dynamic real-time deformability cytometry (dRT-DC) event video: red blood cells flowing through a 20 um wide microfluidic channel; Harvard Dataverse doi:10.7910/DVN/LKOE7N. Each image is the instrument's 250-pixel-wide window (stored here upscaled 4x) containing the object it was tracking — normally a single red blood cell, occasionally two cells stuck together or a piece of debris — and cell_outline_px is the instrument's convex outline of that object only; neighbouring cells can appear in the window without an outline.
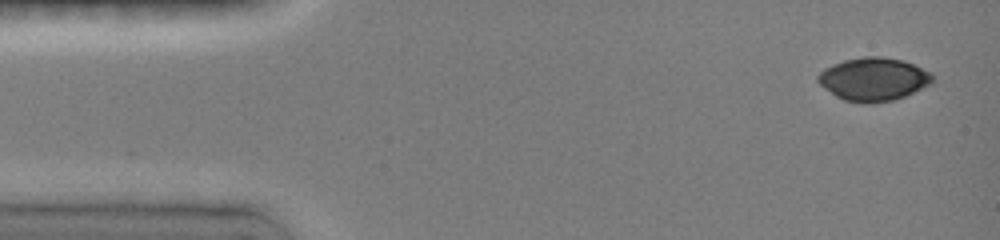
{"species": "common noctule bat (a hibernating species)", "species_latin": "Nyctalus noctula", "temperature_condition": "room temperature", "stored_images_in_passage": 8, "camera_frame_rate_fps": 3000, "um_per_image_px": 0.085, "animal": {"sex": "female", "body_mass_g": 19.0, "forearm_length_mm": 51.5}, "frame": {"image": 1, "passage_image": 1, "time_ms": 0.0, "image_size_px": [1000, 240], "cell_outline_px": [[932, 84], [904, 96], [892, 100], [868, 104], [860, 104], [844, 100], [836, 96], [824, 88], [816, 80], [816, 76], [824, 68], [832, 64], [844, 60], [864, 56], [880, 56], [904, 60], [932, 72]], "centroid_in_image_um": [74.23, 6.73], "position_along_channel_um": 10.8, "area_um2": 29.07}}
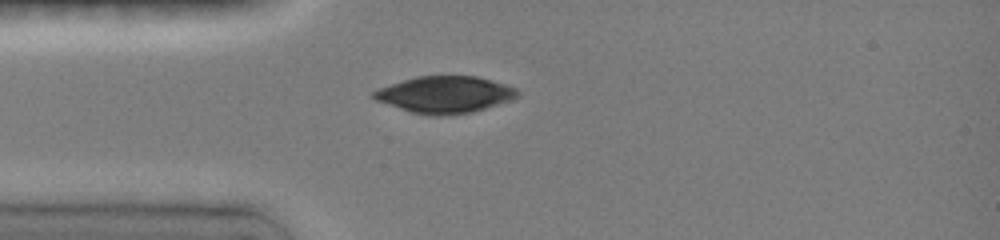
{"frame": {"image": 2, "passage_image": 6, "time_ms": 3.333, "image_size_px": [1000, 240], "cell_outline_px": [[520, 96], [512, 100], [472, 112], [448, 116], [428, 116], [412, 112], [376, 100], [372, 96], [372, 92], [380, 88], [416, 76], [476, 76], [504, 84], [516, 88], [520, 92]], "centroid_in_image_um": [37.86, 8.05], "position_along_channel_um": 47.1, "area_um2": 30.69}}